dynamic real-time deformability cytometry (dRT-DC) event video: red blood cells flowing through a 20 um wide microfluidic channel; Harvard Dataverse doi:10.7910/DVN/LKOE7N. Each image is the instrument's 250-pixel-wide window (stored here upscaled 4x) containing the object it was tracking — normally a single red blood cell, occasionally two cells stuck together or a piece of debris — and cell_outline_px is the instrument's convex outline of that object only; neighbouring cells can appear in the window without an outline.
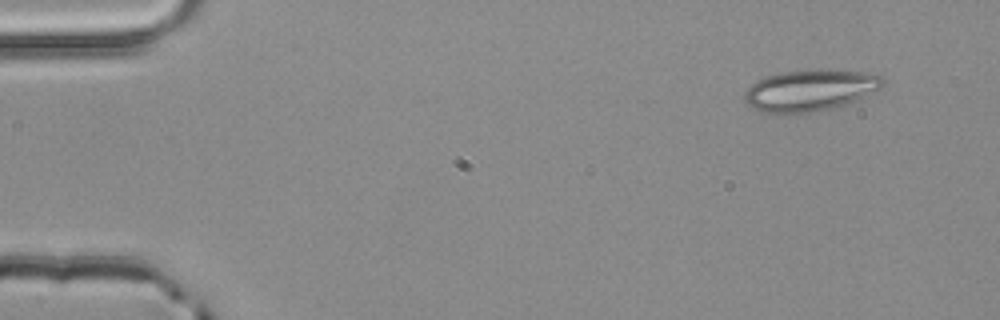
{"species": "common noctule bat (a hibernating species)", "species_latin": "Nyctalus noctula", "temperature_condition": "room temperature", "stored_images_in_passage": 3, "camera_frame_rate_fps": 3000, "um_per_image_px": 0.085, "animal": {"sex": "male", "body_mass_g": 20.4}, "frame": {"image": 1, "passage_image": 1, "time_ms": 0.0, "image_size_px": [1000, 320], "cell_outline_px": [[884, 84], [880, 88], [856, 100], [832, 108], [788, 116], [760, 112], [752, 108], [744, 100], [744, 92], [756, 80], [764, 76], [780, 72], [828, 68], [868, 72], [884, 76]], "centroid_in_image_um": [68.83, 7.68], "position_along_channel_um": 16.2, "area_um2": 34.28}}